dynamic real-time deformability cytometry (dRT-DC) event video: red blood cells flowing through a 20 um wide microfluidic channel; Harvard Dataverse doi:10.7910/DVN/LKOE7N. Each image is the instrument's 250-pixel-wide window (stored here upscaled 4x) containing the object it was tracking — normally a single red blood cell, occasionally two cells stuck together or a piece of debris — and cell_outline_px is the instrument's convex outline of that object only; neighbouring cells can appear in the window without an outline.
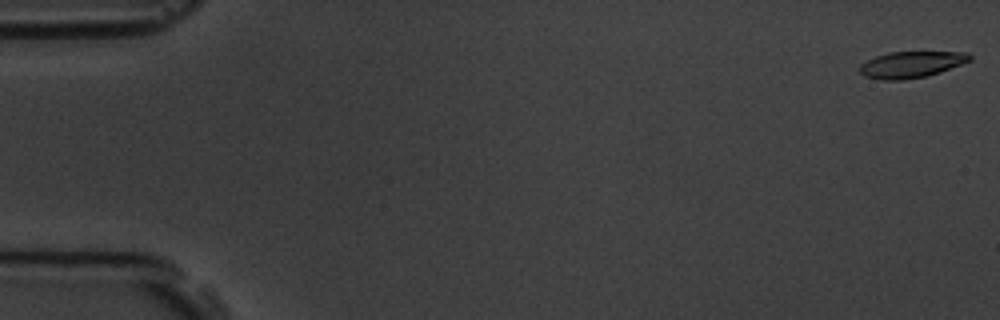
{"species": "common noctule bat (a hibernating species)", "species_latin": "Nyctalus noctula", "temperature_condition": "room temperature", "stored_images_in_passage": 14, "camera_frame_rate_fps": 3000, "um_per_image_px": 0.085, "animal": {"sex": "male", "body_mass_g": 19.5, "forearm_length_mm": 54.6}, "frame": {"image": 1, "passage_image": 1, "time_ms": 0.0, "image_size_px": [1000, 320], "cell_outline_px": [[972, 60], [940, 72], [928, 76], [904, 80], [884, 80], [864, 76], [860, 72], [860, 64], [876, 56], [888, 52], [968, 52], [972, 56]], "centroid_in_image_um": [77.47, 5.48], "position_along_channel_um": 7.5, "area_um2": 16.94}}